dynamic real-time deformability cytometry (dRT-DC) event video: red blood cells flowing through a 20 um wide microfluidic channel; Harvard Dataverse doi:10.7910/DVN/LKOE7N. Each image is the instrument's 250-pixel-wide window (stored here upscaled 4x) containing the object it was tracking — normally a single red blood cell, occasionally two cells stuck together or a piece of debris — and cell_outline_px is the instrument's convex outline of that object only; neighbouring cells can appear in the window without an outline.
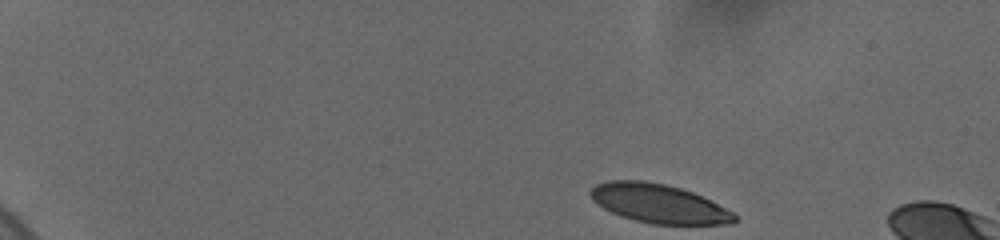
{"species": "human", "species_latin": "Homo sapiens", "temperature_condition": "cold", "stored_images_in_passage": 5, "camera_frame_rate_fps": 3000, "um_per_image_px": 0.085, "donor": {"sex": "female"}, "frame": {"image": 1, "passage_image": 1, "time_ms": 0.0, "image_size_px": [1000, 240], "cell_outline_px": [[736, 220], [732, 224], [652, 224], [636, 220], [612, 212], [596, 204], [592, 200], [588, 192], [596, 184], [608, 180], [644, 180], [664, 184], [680, 188], [692, 192], [732, 212], [736, 216]], "centroid_in_image_um": [55.94, 17.29], "position_along_channel_um": 29.1, "area_um2": 32.25}}